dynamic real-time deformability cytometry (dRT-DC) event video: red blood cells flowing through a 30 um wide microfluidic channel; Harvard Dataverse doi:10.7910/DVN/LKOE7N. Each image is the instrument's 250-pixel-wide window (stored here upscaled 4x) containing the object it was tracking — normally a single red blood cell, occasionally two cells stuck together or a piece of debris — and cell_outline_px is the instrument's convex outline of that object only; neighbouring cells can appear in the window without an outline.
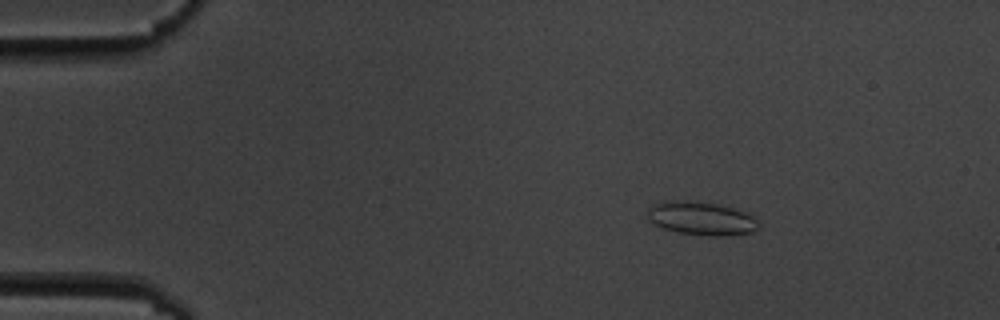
{"species": "common noctule bat (a hibernating species)", "species_latin": "Nyctalus noctula", "temperature_condition": "cold", "stored_images_in_passage": 9, "camera_frame_rate_fps": 3000, "um_per_image_px": 0.085, "animal": {"sex": "male", "body_mass_g": 19.5, "forearm_length_mm": 54.6}, "frame": {"image": 1, "passage_image": 2, "time_ms": 1.333, "image_size_px": [1000, 320], "cell_outline_px": [[756, 228], [752, 232], [720, 236], [708, 236], [680, 232], [664, 228], [648, 220], [648, 208], [652, 204], [664, 200], [692, 200], [716, 204], [732, 208], [744, 212], [752, 216], [756, 220]], "centroid_in_image_um": [59.54, 18.54], "position_along_channel_um": 25.5, "area_um2": 21.39}}
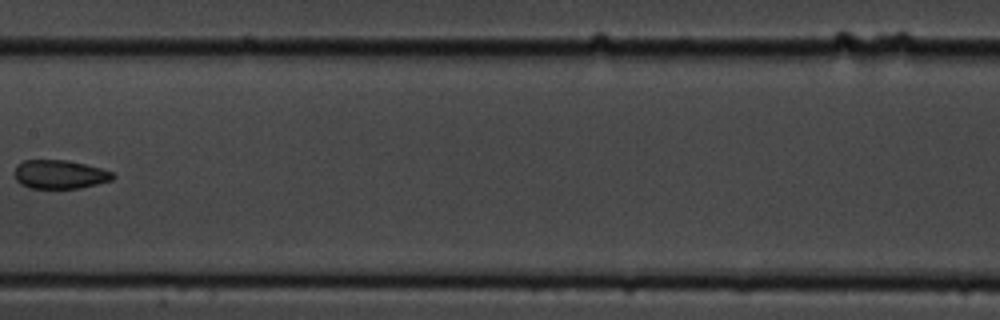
{"frame": {"image": 2, "passage_image": 8, "time_ms": 8.333, "image_size_px": [1000, 320], "cell_outline_px": [[116, 176], [112, 180], [80, 188], [28, 188], [20, 184], [16, 180], [12, 172], [16, 164], [24, 160], [64, 160], [84, 164], [100, 168], [112, 172]], "centroid_in_image_um": [5.02, 14.82], "position_along_channel_um": 202.4, "area_um2": 16.59}}
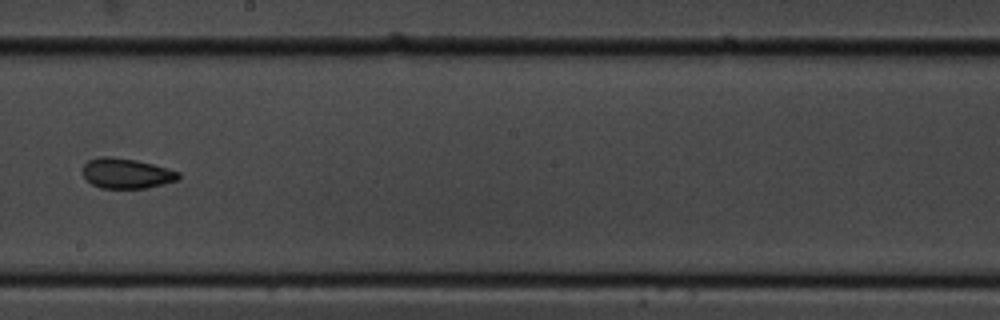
{"frame": {"image": 3, "passage_image": 9, "time_ms": 9.333, "image_size_px": [1000, 320], "cell_outline_px": [[180, 180], [144, 188], [100, 188], [92, 184], [80, 172], [84, 164], [88, 160], [100, 156], [108, 156], [136, 160], [168, 168], [180, 172]], "centroid_in_image_um": [10.73, 14.73], "position_along_channel_um": 237.5, "area_um2": 16.94}}